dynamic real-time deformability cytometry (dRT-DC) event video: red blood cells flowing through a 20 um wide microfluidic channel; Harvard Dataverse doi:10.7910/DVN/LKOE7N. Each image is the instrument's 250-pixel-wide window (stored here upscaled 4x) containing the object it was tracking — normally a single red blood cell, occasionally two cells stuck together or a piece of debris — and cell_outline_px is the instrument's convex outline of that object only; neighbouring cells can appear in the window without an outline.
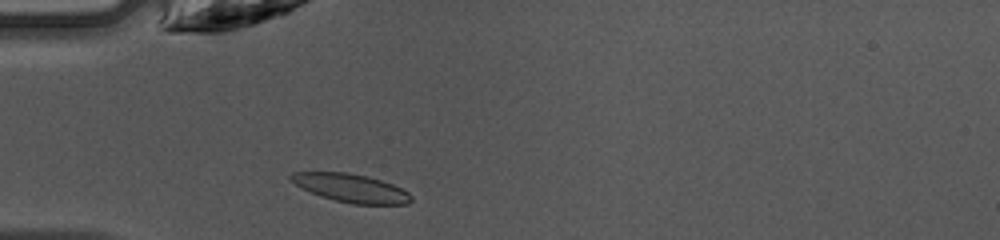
{"species": "common noctule bat (a hibernating species)", "species_latin": "Nyctalus noctula", "temperature_condition": "warm", "stored_images_in_passage": 35, "camera_frame_rate_fps": 3000, "um_per_image_px": 0.085, "animal": {"sex": "female", "body_mass_g": 10.0, "forearm_length_mm": 53.1}, "frame": {"image": 1, "passage_image": 2, "time_ms": 0.333, "image_size_px": [1000, 240], "cell_outline_px": [[412, 200], [408, 204], [352, 204], [320, 196], [288, 180], [288, 176], [292, 172], [348, 172], [380, 180], [392, 184], [408, 192], [412, 196]], "centroid_in_image_um": [29.82, 15.98], "position_along_channel_um": 55.2, "area_um2": 19.65}}
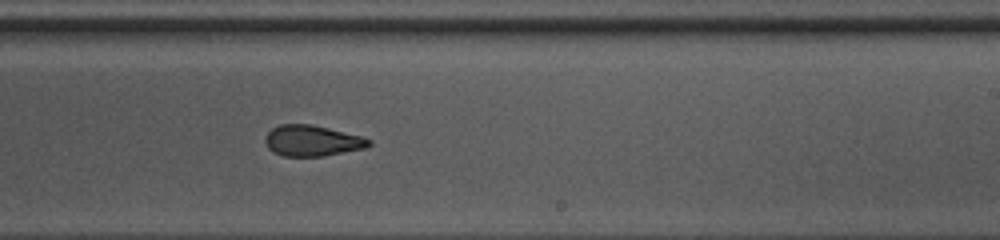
{"frame": {"image": 2, "passage_image": 17, "time_ms": 5.333, "image_size_px": [1000, 240], "cell_outline_px": [[372, 144], [368, 148], [324, 156], [284, 156], [272, 152], [268, 148], [264, 140], [264, 136], [272, 128], [280, 124], [312, 124], [360, 136], [372, 140]], "centroid_in_image_um": [26.53, 11.97], "position_along_channel_um": 262.5, "area_um2": 18.84}}
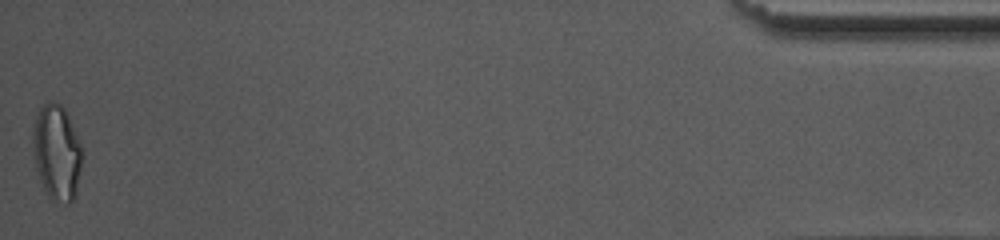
{"frame": {"image": 3, "passage_image": 35, "time_ms": 11.333, "image_size_px": [1000, 240], "cell_outline_px": [[80, 168], [76, 196], [68, 204], [64, 204], [52, 200], [48, 196], [40, 180], [36, 168], [32, 148], [32, 132], [36, 116], [40, 108], [48, 100], [52, 100], [60, 104], [64, 108], [68, 116], [80, 144]], "centroid_in_image_um": [4.79, 12.97], "position_along_channel_um": 430.4, "area_um2": 27.22}, "authors_computed_cell_mechanics": {"area_um2": 19.8254, "velocity_mm_per_s": 4.2693, "shape_relaxation_time_tau1_ms": 6.3968, "shape_relaxation_time_tau2_ms": 2.7851, "deformation_change_tau1": 0.1975, "deformation_change_tau2": 0.0819}}